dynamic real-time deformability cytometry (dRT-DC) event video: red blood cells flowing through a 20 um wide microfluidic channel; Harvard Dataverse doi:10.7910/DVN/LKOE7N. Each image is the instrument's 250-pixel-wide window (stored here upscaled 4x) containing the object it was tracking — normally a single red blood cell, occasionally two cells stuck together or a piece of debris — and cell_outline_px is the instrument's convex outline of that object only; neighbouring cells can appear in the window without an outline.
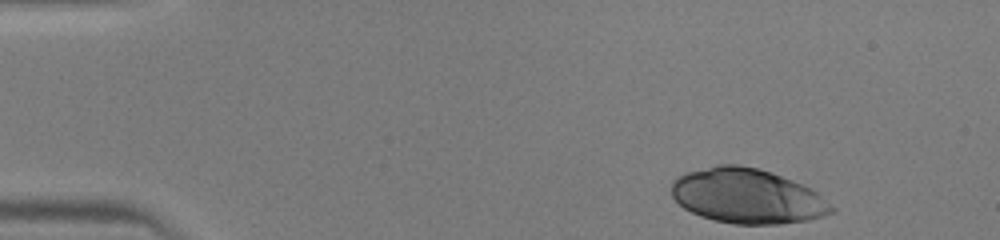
{"species": "human", "species_latin": "Homo sapiens", "temperature_condition": "warm", "stored_images_in_passage": 41, "camera_frame_rate_fps": 3000, "um_per_image_px": 0.085, "donor": {"sex": "male"}, "frame": {"image": 1, "passage_image": 1, "time_ms": 0.0, "image_size_px": [1000, 240], "cell_outline_px": [[836, 212], [824, 216], [808, 220], [780, 224], [736, 224], [716, 220], [700, 216], [684, 208], [672, 196], [672, 180], [684, 172], [716, 164], [736, 164], [760, 168], [772, 172], [812, 188], [836, 208]], "centroid_in_image_um": [63.54, 16.65], "position_along_channel_um": 21.5, "area_um2": 51.5}}
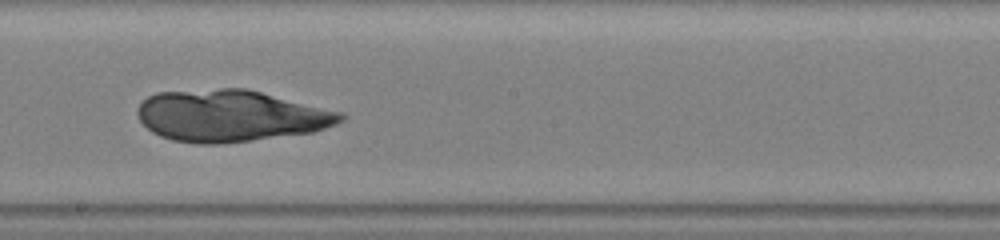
{"frame": {"image": 2, "passage_image": 22, "time_ms": 7.0, "image_size_px": [1000, 240], "cell_outline_px": [[344, 120], [336, 124], [312, 132], [220, 144], [196, 144], [172, 140], [160, 136], [152, 132], [140, 120], [136, 112], [140, 104], [148, 96], [156, 92], [220, 88], [244, 88], [344, 112]], "centroid_in_image_um": [19.58, 9.84], "position_along_channel_um": 228.6, "area_um2": 61.09}}
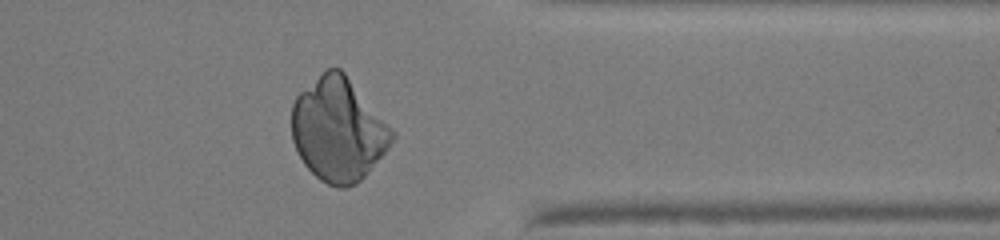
{"frame": {"image": 3, "passage_image": 33, "time_ms": 10.667, "image_size_px": [1000, 240], "cell_outline_px": [[396, 136], [388, 148], [368, 172], [356, 184], [344, 188], [336, 188], [320, 180], [304, 164], [292, 140], [292, 104], [296, 96], [300, 92], [328, 68], [340, 68], [344, 72], [396, 132]], "centroid_in_image_um": [28.76, 11.04], "position_along_channel_um": 382.6, "area_um2": 60.05}}